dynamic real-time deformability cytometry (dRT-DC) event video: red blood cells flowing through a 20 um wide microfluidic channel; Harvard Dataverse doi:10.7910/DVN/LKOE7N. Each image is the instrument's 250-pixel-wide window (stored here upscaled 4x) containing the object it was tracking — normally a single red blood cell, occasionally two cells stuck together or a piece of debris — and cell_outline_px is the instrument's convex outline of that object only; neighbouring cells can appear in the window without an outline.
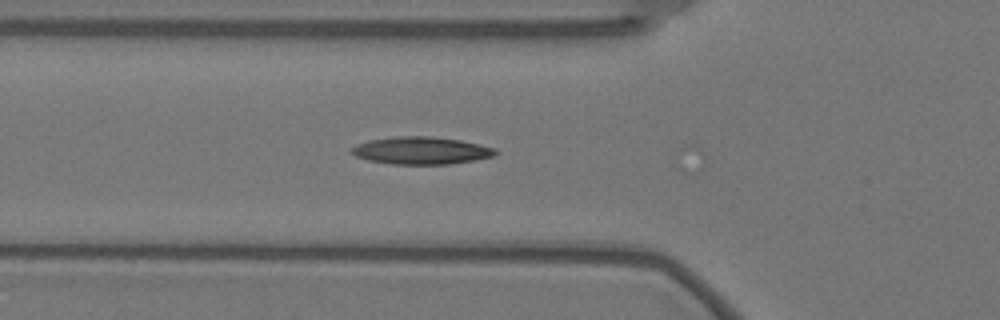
{"species": "Egyptian fruit bat (a non-hibernating species)", "species_latin": "Rousettus aegyptiacus", "temperature_condition": "warm", "stored_images_in_passage": 20, "camera_frame_rate_fps": 3000, "um_per_image_px": 0.085, "animal": {"sex": "female"}, "frame": {"image": 1, "passage_image": 19, "time_ms": 6.0, "image_size_px": [1000, 320], "cell_outline_px": [[500, 152], [496, 156], [476, 160], [448, 164], [392, 164], [368, 160], [356, 156], [352, 152], [352, 148], [356, 144], [368, 140], [396, 136], [428, 136], [460, 140], [480, 144], [496, 148]], "centroid_in_image_um": [35.86, 12.79], "position_along_channel_um": 89.9, "area_um2": 23.12}}